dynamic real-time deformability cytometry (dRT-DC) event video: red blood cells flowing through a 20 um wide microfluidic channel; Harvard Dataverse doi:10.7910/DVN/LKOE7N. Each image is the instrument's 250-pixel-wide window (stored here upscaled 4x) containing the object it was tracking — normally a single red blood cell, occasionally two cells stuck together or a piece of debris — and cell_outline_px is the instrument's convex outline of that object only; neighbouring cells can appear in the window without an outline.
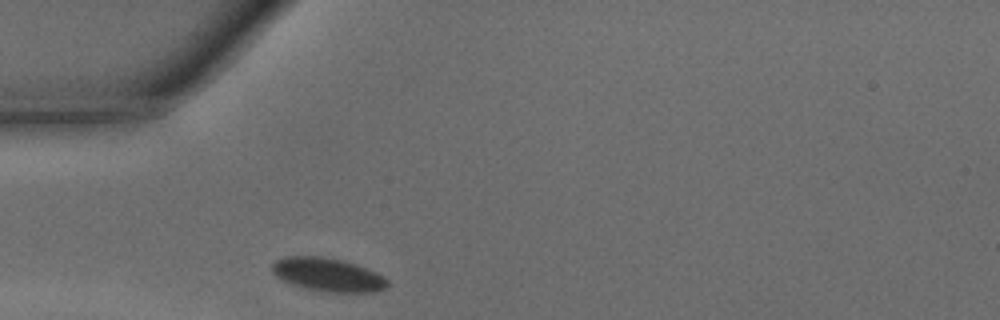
{"species": "common noctule bat (a hibernating species)", "species_latin": "Nyctalus noctula", "temperature_condition": "warm", "stored_images_in_passage": 24, "camera_frame_rate_fps": 3000, "um_per_image_px": 0.085, "animal": {"sex": "male", "body_mass_g": 15.6}, "frame": {"image": 1, "passage_image": 1, "time_ms": 0.0, "image_size_px": [1000, 320], "cell_outline_px": [[388, 284], [384, 288], [372, 292], [328, 292], [308, 288], [292, 284], [276, 276], [272, 272], [272, 264], [276, 260], [288, 256], [320, 256], [340, 260], [356, 264], [376, 272], [384, 276], [388, 280]], "centroid_in_image_um": [27.87, 23.34], "position_along_channel_um": 57.1, "area_um2": 22.2}}
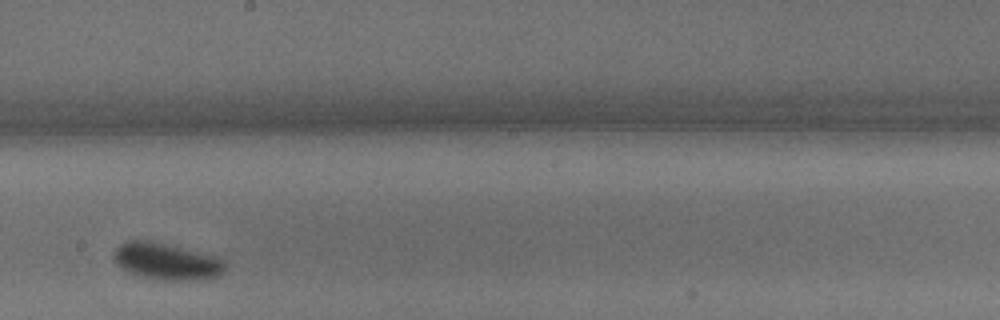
{"frame": {"image": 2, "passage_image": 14, "time_ms": 4.333, "image_size_px": [1000, 320], "cell_outline_px": [[224, 268], [216, 276], [196, 280], [164, 280], [140, 276], [128, 272], [120, 268], [112, 256], [112, 252], [120, 244], [128, 240], [148, 240], [216, 256], [224, 260]], "centroid_in_image_um": [14.08, 22.21], "position_along_channel_um": 234.1, "area_um2": 23.58}}
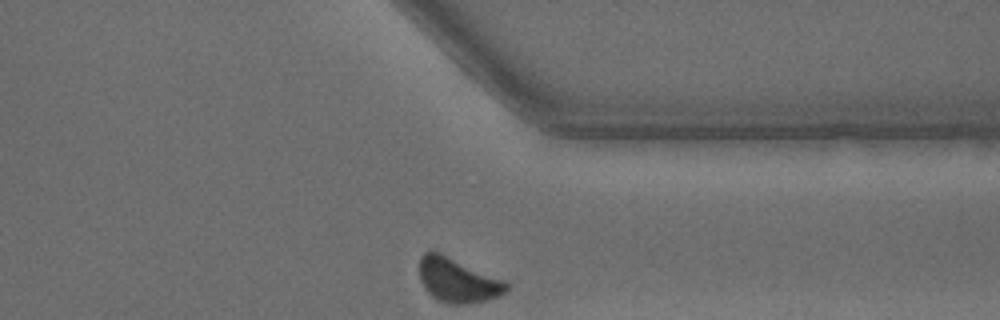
{"frame": {"image": 3, "passage_image": 24, "time_ms": 7.667, "image_size_px": [1000, 320], "cell_outline_px": [[508, 288], [504, 292], [496, 296], [484, 300], [460, 304], [448, 304], [436, 300], [424, 288], [420, 280], [420, 256], [424, 252], [440, 252], [504, 280], [508, 284]], "centroid_in_image_um": [38.86, 23.81], "position_along_channel_um": 372.5, "area_um2": 22.2}}